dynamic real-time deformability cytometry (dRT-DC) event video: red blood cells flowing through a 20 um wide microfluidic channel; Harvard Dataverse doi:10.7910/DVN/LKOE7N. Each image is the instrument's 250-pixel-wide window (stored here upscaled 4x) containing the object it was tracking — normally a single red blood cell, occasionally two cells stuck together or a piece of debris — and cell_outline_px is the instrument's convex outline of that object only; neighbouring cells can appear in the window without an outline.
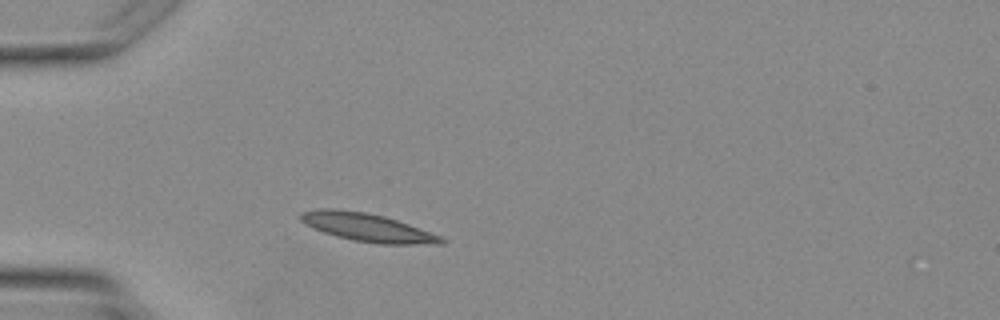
{"species": "Egyptian fruit bat (a non-hibernating species)", "species_latin": "Rousettus aegyptiacus", "temperature_condition": "warm", "stored_images_in_passage": 1, "camera_frame_rate_fps": 3000, "um_per_image_px": 0.085, "animal": {"sex": "female"}, "frame": {"image": 1, "passage_image": 1, "time_ms": 0.0, "image_size_px": [1000, 320], "cell_outline_px": [[444, 244], [380, 244], [352, 240], [336, 236], [312, 228], [304, 224], [296, 216], [300, 212], [320, 208], [332, 208], [364, 212], [384, 216], [408, 224], [440, 236], [444, 240]], "centroid_in_image_um": [31.14, 19.32], "position_along_channel_um": 53.9, "area_um2": 23.06}}